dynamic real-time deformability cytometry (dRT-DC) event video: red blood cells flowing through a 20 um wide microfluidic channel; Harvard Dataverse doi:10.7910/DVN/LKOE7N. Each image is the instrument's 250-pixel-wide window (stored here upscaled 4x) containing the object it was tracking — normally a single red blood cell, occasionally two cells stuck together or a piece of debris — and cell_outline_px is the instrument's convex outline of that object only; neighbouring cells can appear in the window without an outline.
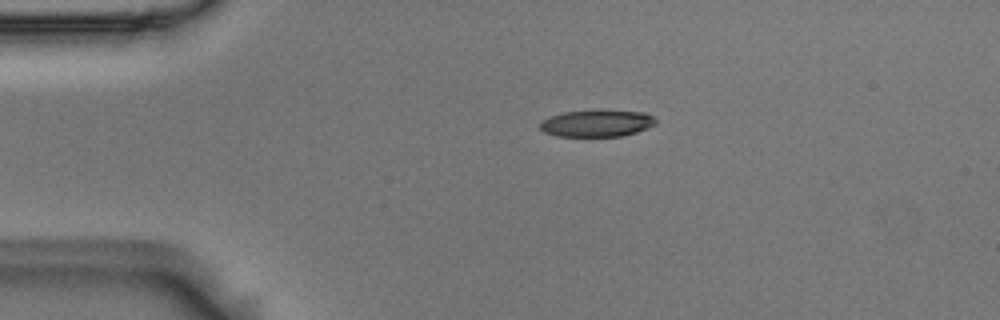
{"species": "Egyptian fruit bat (a non-hibernating species)", "species_latin": "Rousettus aegyptiacus", "temperature_condition": "room temperature", "stored_images_in_passage": 3, "camera_frame_rate_fps": 3000, "um_per_image_px": 0.085, "animal": {"sex": "male"}, "frame": {"image": 1, "passage_image": 3, "time_ms": 0.667, "image_size_px": [1000, 320], "cell_outline_px": [[656, 124], [648, 128], [624, 136], [556, 136], [544, 132], [540, 128], [540, 120], [564, 112], [596, 108], [644, 112], [652, 116], [656, 120]], "centroid_in_image_um": [50.74, 10.45], "position_along_channel_um": 34.3, "area_um2": 18.67}}